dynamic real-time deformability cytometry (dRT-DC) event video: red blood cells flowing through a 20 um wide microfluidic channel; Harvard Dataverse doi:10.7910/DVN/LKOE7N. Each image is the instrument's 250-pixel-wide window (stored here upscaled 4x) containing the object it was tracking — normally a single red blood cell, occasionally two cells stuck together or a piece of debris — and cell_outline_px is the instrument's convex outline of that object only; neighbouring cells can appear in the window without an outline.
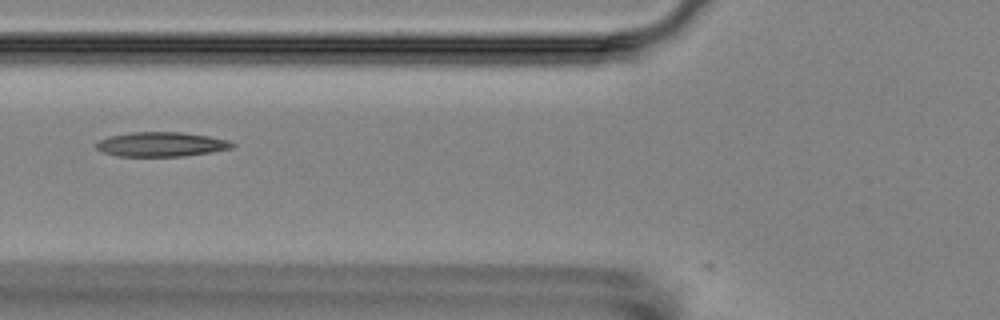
{"species": "Egyptian fruit bat (a non-hibernating species)", "species_latin": "Rousettus aegyptiacus", "temperature_condition": "room temperature", "stored_images_in_passage": 5, "camera_frame_rate_fps": 3000, "um_per_image_px": 0.085, "animal": {"sex": "female"}, "frame": {"image": 1, "passage_image": 5, "time_ms": 4.667, "image_size_px": [1000, 320], "cell_outline_px": [[236, 144], [232, 148], [212, 152], [184, 156], [120, 156], [104, 152], [96, 148], [96, 144], [100, 140], [108, 136], [132, 132], [180, 132], [208, 136], [228, 140]], "centroid_in_image_um": [13.73, 12.26], "position_along_channel_um": 112.1, "area_um2": 19.31}}